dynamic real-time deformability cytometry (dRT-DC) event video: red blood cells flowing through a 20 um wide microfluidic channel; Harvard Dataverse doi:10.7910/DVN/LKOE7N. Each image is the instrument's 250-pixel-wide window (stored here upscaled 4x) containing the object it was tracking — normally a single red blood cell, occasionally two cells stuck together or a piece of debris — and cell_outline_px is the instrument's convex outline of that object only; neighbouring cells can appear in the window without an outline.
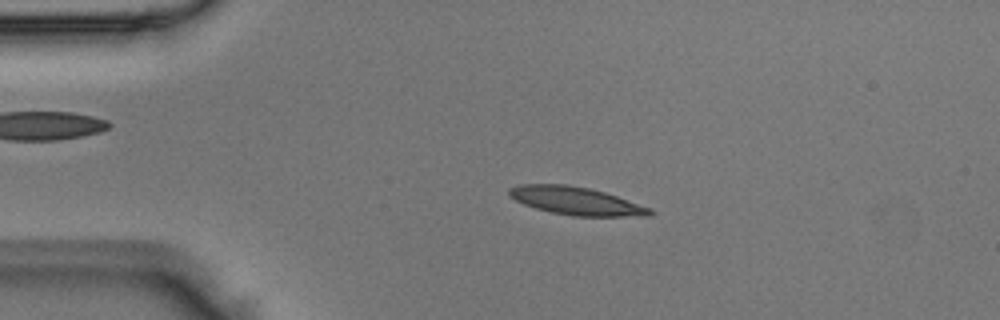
{"species": "Egyptian fruit bat (a non-hibernating species)", "species_latin": "Rousettus aegyptiacus", "temperature_condition": "room temperature", "stored_images_in_passage": 48, "camera_frame_rate_fps": 3000, "um_per_image_px": 0.085, "animal": {"sex": "male"}, "frame": {"image": 1, "passage_image": 9, "time_ms": 2.667, "image_size_px": [1000, 320], "cell_outline_px": [[656, 212], [652, 216], [572, 216], [552, 212], [536, 208], [524, 204], [508, 196], [508, 188], [520, 184], [568, 184], [588, 188], [604, 192], [652, 208]], "centroid_in_image_um": [48.98, 17.08], "position_along_channel_um": 36.0, "area_um2": 23.0}}
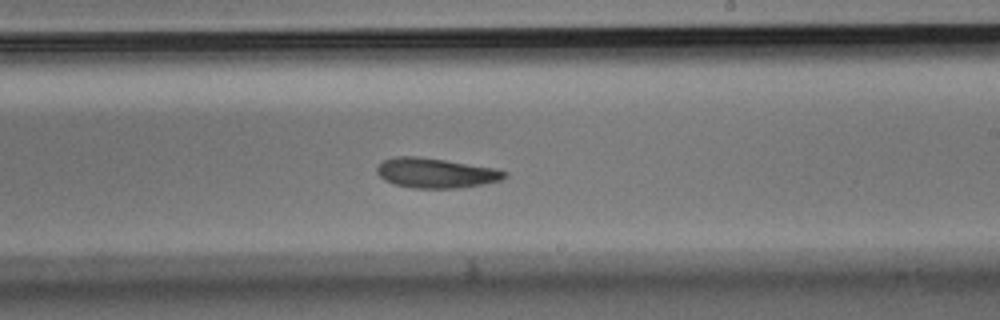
{"frame": {"image": 2, "passage_image": 28, "time_ms": 9.0, "image_size_px": [1000, 320], "cell_outline_px": [[508, 176], [500, 180], [484, 184], [460, 188], [412, 188], [392, 184], [384, 180], [376, 172], [376, 168], [384, 160], [396, 156], [416, 156], [444, 160], [496, 168], [508, 172]], "centroid_in_image_um": [37.05, 14.71], "position_along_channel_um": 252.0, "area_um2": 22.31}}
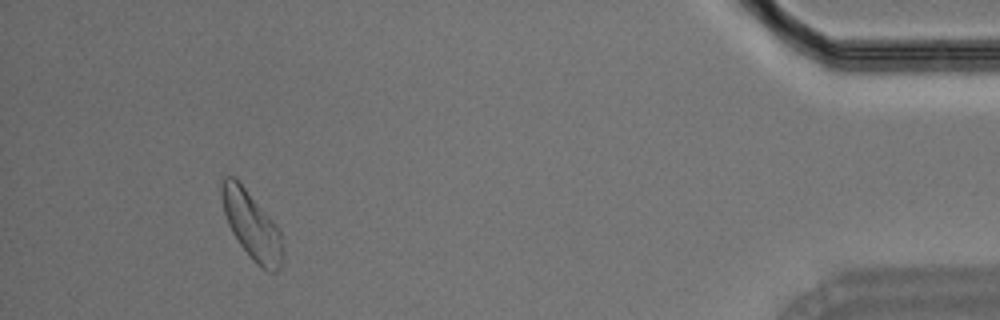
{"frame": {"image": 3, "passage_image": 45, "time_ms": 14.667, "image_size_px": [1000, 320], "cell_outline_px": [[280, 268], [276, 272], [268, 272], [256, 264], [240, 244], [232, 232], [228, 224], [224, 212], [220, 192], [220, 180], [224, 176], [236, 176], [276, 224], [280, 232]], "centroid_in_image_um": [21.33, 19.07], "position_along_channel_um": 413.9, "area_um2": 23.81}}